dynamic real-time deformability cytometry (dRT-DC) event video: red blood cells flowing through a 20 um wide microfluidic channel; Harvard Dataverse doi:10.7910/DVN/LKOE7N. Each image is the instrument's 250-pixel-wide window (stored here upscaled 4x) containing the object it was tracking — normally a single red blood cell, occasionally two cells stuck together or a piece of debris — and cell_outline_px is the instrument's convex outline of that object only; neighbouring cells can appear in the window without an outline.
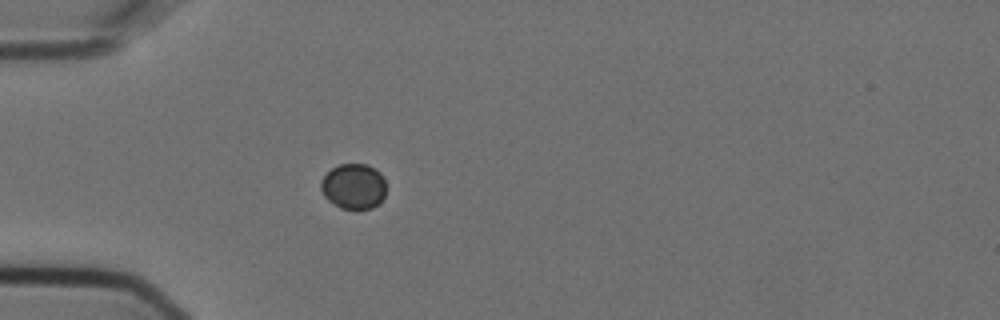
{"species": "Egyptian fruit bat (a non-hibernating species)", "species_latin": "Rousettus aegyptiacus", "temperature_condition": "cold", "stored_images_in_passage": 1, "camera_frame_rate_fps": 3000, "um_per_image_px": 0.085, "animal": {"sex": "female"}, "frame": {"image": 1, "passage_image": 1, "time_ms": 0.0, "image_size_px": [1000, 320], "cell_outline_px": [[384, 196], [372, 208], [356, 212], [340, 208], [328, 200], [324, 196], [320, 188], [320, 180], [332, 168], [340, 164], [368, 164], [380, 172], [384, 180]], "centroid_in_image_um": [30.03, 15.87], "position_along_channel_um": 55.0, "area_um2": 17.51}}